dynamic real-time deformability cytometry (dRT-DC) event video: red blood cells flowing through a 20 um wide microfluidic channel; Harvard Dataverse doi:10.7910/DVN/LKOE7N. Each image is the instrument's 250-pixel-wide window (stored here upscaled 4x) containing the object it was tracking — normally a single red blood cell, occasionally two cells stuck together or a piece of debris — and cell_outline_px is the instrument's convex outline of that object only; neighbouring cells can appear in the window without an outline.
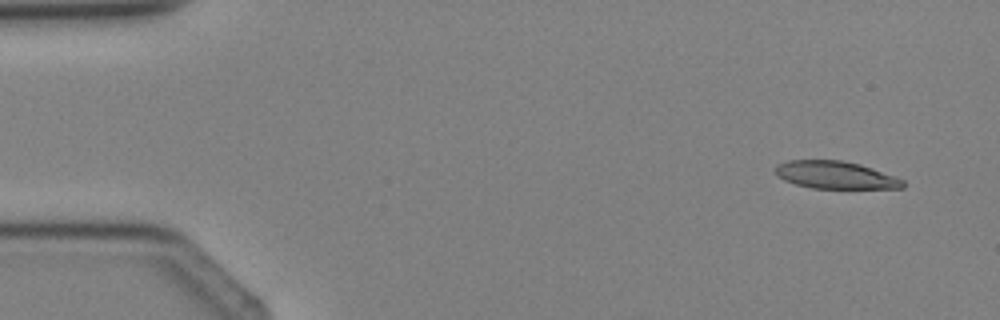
{"species": "Egyptian fruit bat (a non-hibernating species)", "species_latin": "Rousettus aegyptiacus", "temperature_condition": "cold", "stored_images_in_passage": 4, "camera_frame_rate_fps": 3000, "um_per_image_px": 0.085, "animal": {"sex": "female"}, "frame": {"image": 1, "passage_image": 1, "time_ms": 0.0, "image_size_px": [1000, 320], "cell_outline_px": [[904, 188], [812, 188], [796, 184], [784, 180], [772, 168], [776, 164], [788, 160], [840, 160], [860, 164], [904, 180]], "centroid_in_image_um": [70.97, 14.87], "position_along_channel_um": 14.0, "area_um2": 20.29}}